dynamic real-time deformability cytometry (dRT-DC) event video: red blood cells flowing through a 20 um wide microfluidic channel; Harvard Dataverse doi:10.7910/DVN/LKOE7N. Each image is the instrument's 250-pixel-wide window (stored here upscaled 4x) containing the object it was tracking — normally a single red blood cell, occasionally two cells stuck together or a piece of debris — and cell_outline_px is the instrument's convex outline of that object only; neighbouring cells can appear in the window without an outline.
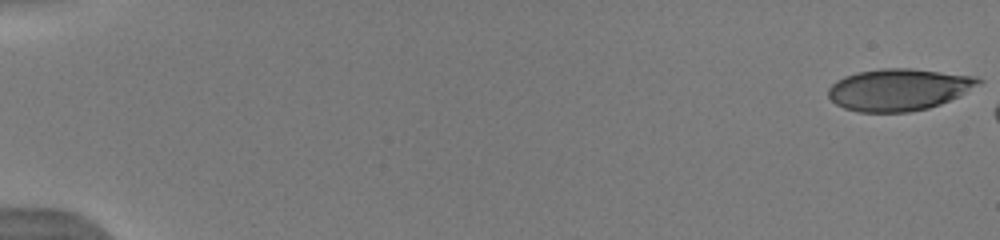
{"species": "human", "species_latin": "Homo sapiens", "temperature_condition": "warm", "stored_images_in_passage": 9, "camera_frame_rate_fps": 3000, "um_per_image_px": 0.085, "donor": {"sex": "male"}, "frame": {"image": 1, "passage_image": 1, "time_ms": 0.0, "image_size_px": [1000, 240], "cell_outline_px": [[984, 80], [980, 84], [960, 96], [940, 104], [928, 108], [908, 112], [860, 112], [844, 108], [836, 104], [828, 96], [828, 88], [836, 80], [844, 76], [856, 72], [880, 68], [912, 68], [976, 76]], "centroid_in_image_um": [76.4, 7.6], "position_along_channel_um": 8.6, "area_um2": 36.93}}